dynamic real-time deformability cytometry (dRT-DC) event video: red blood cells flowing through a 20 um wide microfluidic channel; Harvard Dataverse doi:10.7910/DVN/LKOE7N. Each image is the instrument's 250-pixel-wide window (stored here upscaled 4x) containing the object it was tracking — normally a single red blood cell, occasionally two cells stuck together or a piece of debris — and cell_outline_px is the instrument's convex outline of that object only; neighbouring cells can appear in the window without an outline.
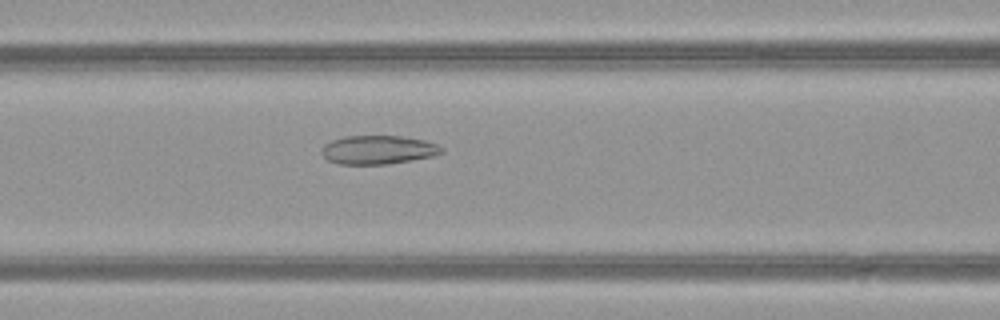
{"species": "common noctule bat (a hibernating species)", "species_latin": "Nyctalus noctula", "temperature_condition": "warm", "stored_images_in_passage": 51, "camera_frame_rate_fps": 3000, "um_per_image_px": 0.085, "animal": {"sex": "female", "body_mass_g": 21.9}, "frame": {"image": 1, "passage_image": 22, "time_ms": 7.0, "image_size_px": [1000, 320], "cell_outline_px": [[444, 152], [432, 156], [388, 164], [340, 164], [328, 160], [320, 152], [324, 144], [332, 140], [344, 136], [400, 136], [424, 140], [436, 144], [444, 148]], "centroid_in_image_um": [32.13, 12.73], "position_along_channel_um": 134.5, "area_um2": 20.0}}
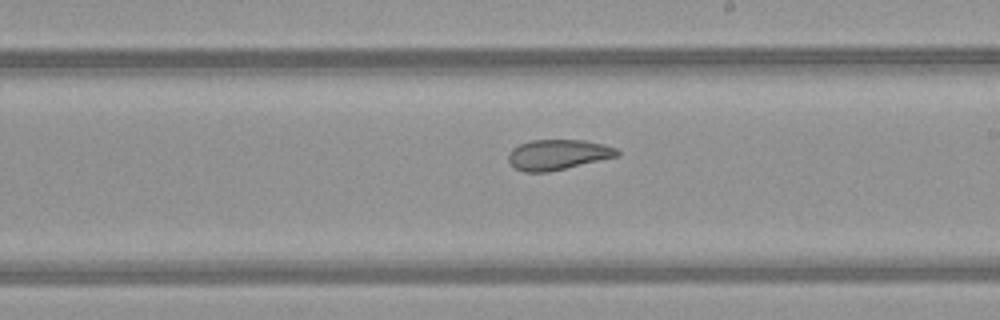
{"frame": {"image": 2, "passage_image": 30, "time_ms": 9.667, "image_size_px": [1000, 320], "cell_outline_px": [[620, 156], [548, 172], [524, 172], [516, 168], [508, 160], [508, 152], [512, 148], [520, 144], [532, 140], [584, 140], [604, 144], [616, 148], [620, 152]], "centroid_in_image_um": [47.44, 13.14], "position_along_channel_um": 241.6, "area_um2": 19.25}}
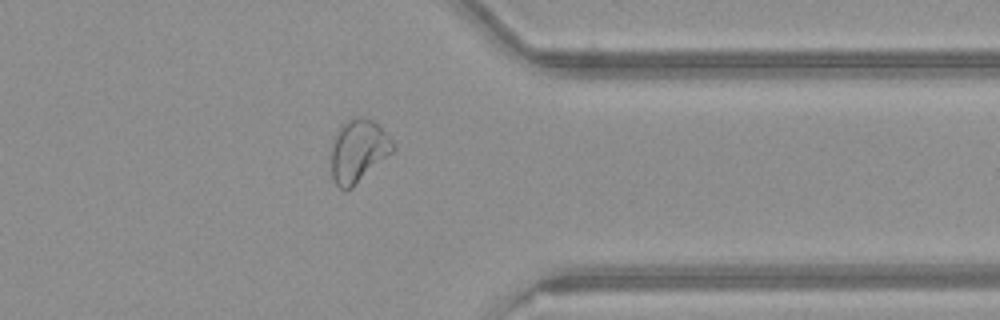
{"frame": {"image": 3, "passage_image": 41, "time_ms": 13.333, "image_size_px": [1000, 320], "cell_outline_px": [[396, 148], [392, 152], [352, 188], [340, 188], [336, 184], [332, 176], [332, 136], [340, 124], [344, 120], [352, 116], [364, 116], [372, 120], [388, 136]], "centroid_in_image_um": [30.42, 12.76], "position_along_channel_um": 381.0, "area_um2": 22.6}, "authors_computed_cell_mechanics": {"area_um2": 25.3742, "velocity_mm_per_s": 4.0147, "shape_relaxation_time_tau1_ms": null, "shape_relaxation_time_tau2_ms": 2.4023, "deformation_change_tau1": null, "deformation_change_tau2": 0.0833}}